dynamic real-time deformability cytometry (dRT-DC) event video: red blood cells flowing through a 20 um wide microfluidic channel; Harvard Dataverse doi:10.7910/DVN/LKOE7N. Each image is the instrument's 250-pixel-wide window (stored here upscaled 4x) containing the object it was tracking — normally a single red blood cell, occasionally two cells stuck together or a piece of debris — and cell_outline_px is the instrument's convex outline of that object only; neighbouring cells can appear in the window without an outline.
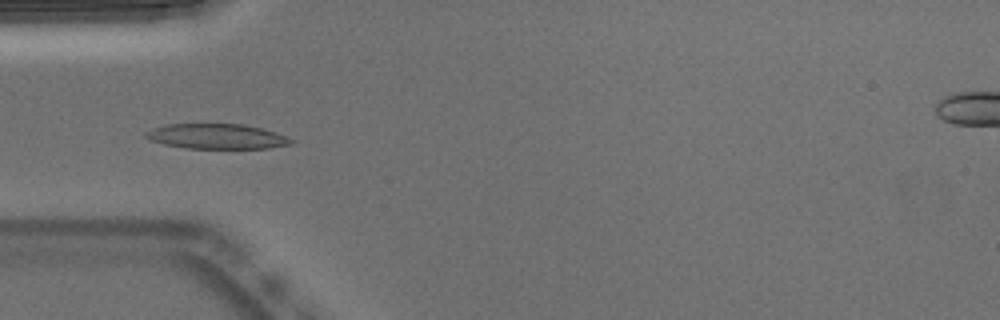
{"species": "Egyptian fruit bat (a non-hibernating species)", "species_latin": "Rousettus aegyptiacus", "temperature_condition": "warm", "stored_images_in_passage": 41, "camera_frame_rate_fps": 3000, "um_per_image_px": 0.085, "animal": {"sex": "male"}, "frame": {"image": 1, "passage_image": 4, "time_ms": 1.0, "image_size_px": [1000, 320], "cell_outline_px": [[296, 140], [292, 144], [268, 148], [188, 148], [164, 144], [152, 140], [144, 136], [144, 132], [152, 128], [168, 124], [244, 124], [276, 132], [288, 136]], "centroid_in_image_um": [18.46, 11.59], "position_along_channel_um": 66.5, "area_um2": 21.21}}
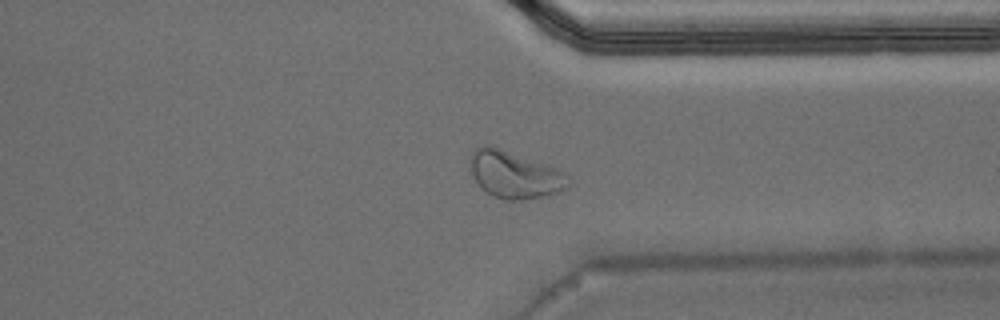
{"frame": {"image": 2, "passage_image": 28, "time_ms": 9.0, "image_size_px": [1000, 320], "cell_outline_px": [[572, 180], [564, 188], [556, 192], [544, 196], [520, 200], [504, 200], [492, 196], [480, 188], [472, 172], [472, 152], [476, 148], [484, 144], [492, 144], [556, 168], [564, 172]], "centroid_in_image_um": [43.74, 14.83], "position_along_channel_um": 367.7, "area_um2": 26.88}}
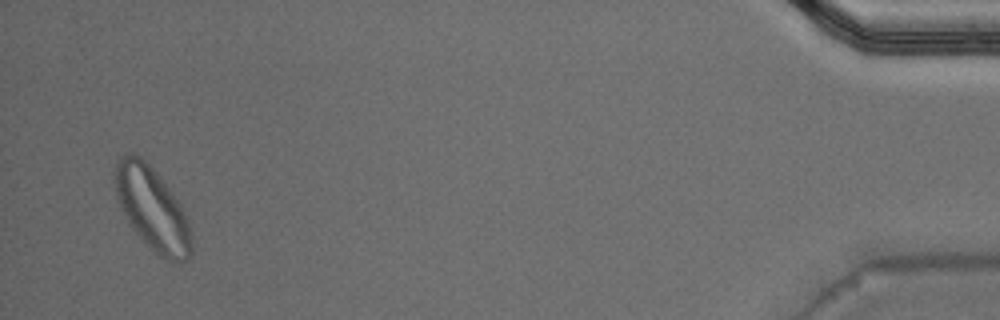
{"frame": {"image": 3, "passage_image": 39, "time_ms": 12.667, "image_size_px": [1000, 320], "cell_outline_px": [[192, 252], [184, 260], [164, 260], [132, 228], [116, 196], [112, 172], [116, 160], [120, 156], [128, 152], [132, 152], [140, 156], [152, 168], [172, 192], [180, 204], [188, 220], [192, 232]], "centroid_in_image_um": [12.91, 17.68], "position_along_channel_um": 422.3, "area_um2": 36.76}, "authors_computed_cell_mechanics": {"area_um2": 21.964, "velocity_mm_per_s": 3.7701, "shape_relaxation_time_tau1_ms": 4.0769, "shape_relaxation_time_tau2_ms": 1.1937, "deformation_change_tau1": 0.1448, "deformation_change_tau2": 0.0777}}